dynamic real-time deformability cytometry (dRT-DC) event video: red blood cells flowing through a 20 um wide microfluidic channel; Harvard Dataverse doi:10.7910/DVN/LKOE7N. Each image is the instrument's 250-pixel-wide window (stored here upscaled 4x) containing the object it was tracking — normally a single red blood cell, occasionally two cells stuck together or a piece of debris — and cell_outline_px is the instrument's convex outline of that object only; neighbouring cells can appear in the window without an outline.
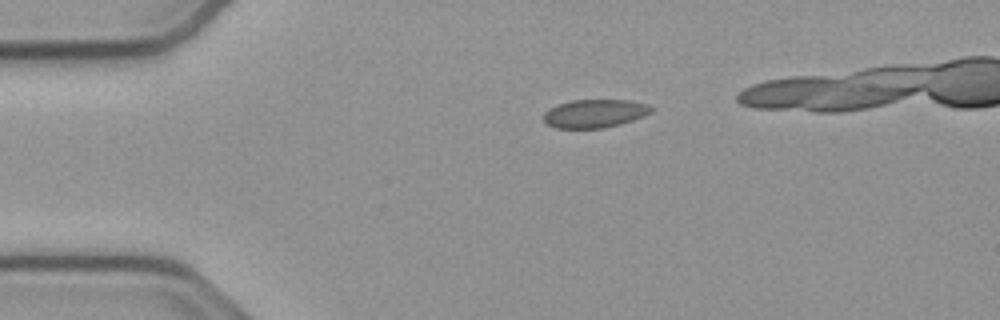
{"species": "common noctule bat (a hibernating species)", "species_latin": "Nyctalus noctula", "temperature_condition": "cold", "stored_images_in_passage": 34, "camera_frame_rate_fps": 3000, "um_per_image_px": 0.085, "animal": {"sex": "male", "body_mass_g": 23.1, "forearm_length_mm": 52.7}, "frame": {"image": 1, "passage_image": 1, "time_ms": 0.0, "image_size_px": [1000, 320], "cell_outline_px": [[652, 112], [644, 116], [620, 124], [604, 128], [556, 128], [548, 124], [544, 120], [544, 112], [560, 104], [572, 100], [628, 100], [648, 104], [652, 108]], "centroid_in_image_um": [50.58, 9.65], "position_along_channel_um": 34.4, "area_um2": 17.57}}
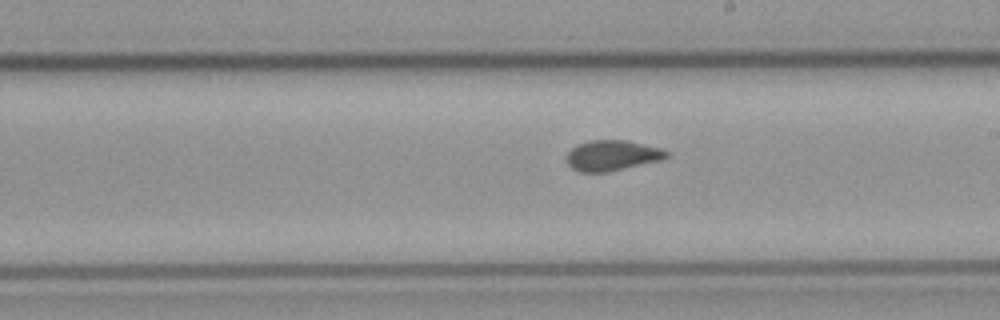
{"frame": {"image": 2, "passage_image": 20, "time_ms": 6.333, "image_size_px": [1000, 320], "cell_outline_px": [[668, 156], [656, 160], [608, 172], [580, 172], [572, 168], [568, 164], [568, 152], [572, 148], [588, 140], [628, 140], [660, 148], [668, 152]], "centroid_in_image_um": [51.99, 13.2], "position_along_channel_um": 237.0, "area_um2": 17.28}}
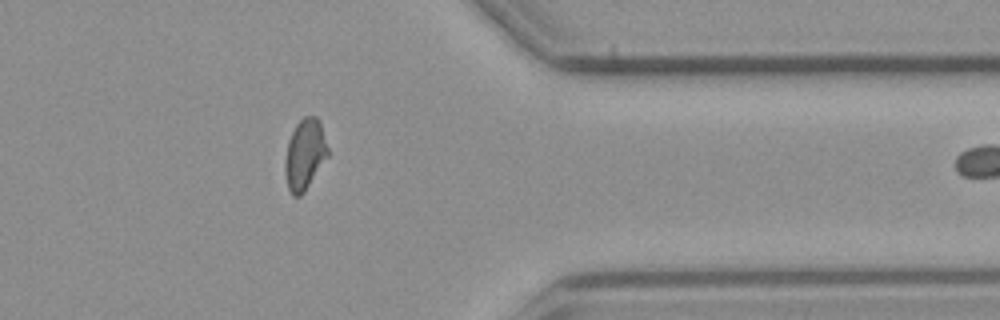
{"frame": {"image": 3, "passage_image": 33, "time_ms": 10.667, "image_size_px": [1000, 320], "cell_outline_px": [[328, 156], [304, 192], [300, 196], [292, 196], [288, 188], [284, 168], [284, 164], [288, 140], [296, 124], [304, 116], [316, 116], [320, 120], [328, 148]], "centroid_in_image_um": [25.9, 13.11], "position_along_channel_um": 385.5, "area_um2": 17.63}}